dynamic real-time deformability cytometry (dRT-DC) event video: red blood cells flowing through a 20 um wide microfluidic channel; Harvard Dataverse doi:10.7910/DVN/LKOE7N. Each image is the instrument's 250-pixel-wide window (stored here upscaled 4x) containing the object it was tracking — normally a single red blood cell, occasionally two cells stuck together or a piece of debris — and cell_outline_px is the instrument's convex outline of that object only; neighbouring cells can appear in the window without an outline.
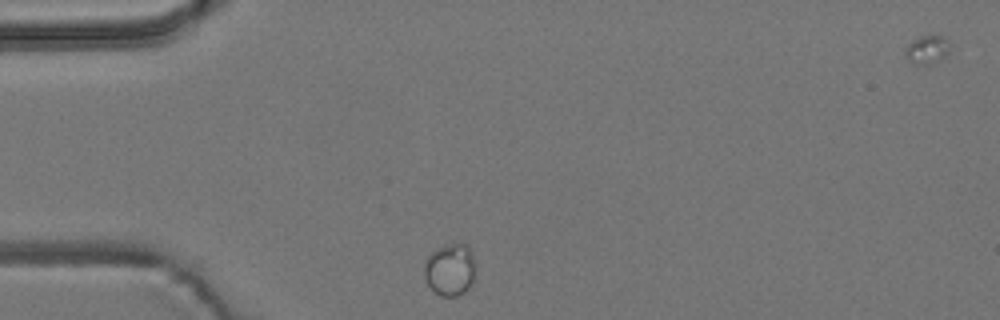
{"species": "common noctule bat (a hibernating species)", "species_latin": "Nyctalus noctula", "temperature_condition": "room temperature", "stored_images_in_passage": 3, "camera_frame_rate_fps": 3000, "um_per_image_px": 0.085, "animal": {"sex": "male", "body_mass_g": 19.2, "forearm_length_mm": 51.8}, "frame": {"image": 1, "passage_image": 1, "time_ms": 0.0, "image_size_px": [1000, 320], "cell_outline_px": [[476, 268], [472, 280], [468, 288], [464, 292], [456, 296], [440, 296], [428, 284], [424, 276], [424, 264], [428, 256], [432, 252], [444, 244], [464, 244], [472, 252], [476, 264]], "centroid_in_image_um": [38.26, 22.91], "position_along_channel_um": 46.7, "area_um2": 15.55}}
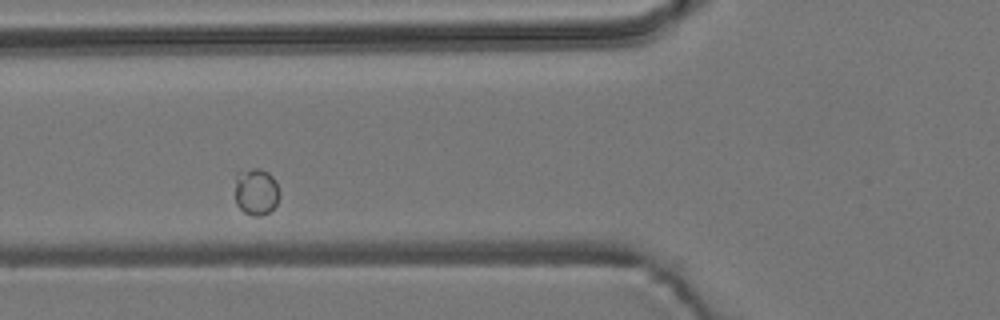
{"frame": {"image": 2, "passage_image": 3, "time_ms": 0.667, "image_size_px": [1000, 320], "cell_outline_px": [[280, 196], [276, 204], [268, 212], [260, 216], [252, 216], [244, 212], [236, 204], [236, 172], [252, 168], [260, 168], [268, 172], [276, 180], [280, 192]], "centroid_in_image_um": [21.78, 16.28], "position_along_channel_um": 104.0, "area_um2": 12.31}}